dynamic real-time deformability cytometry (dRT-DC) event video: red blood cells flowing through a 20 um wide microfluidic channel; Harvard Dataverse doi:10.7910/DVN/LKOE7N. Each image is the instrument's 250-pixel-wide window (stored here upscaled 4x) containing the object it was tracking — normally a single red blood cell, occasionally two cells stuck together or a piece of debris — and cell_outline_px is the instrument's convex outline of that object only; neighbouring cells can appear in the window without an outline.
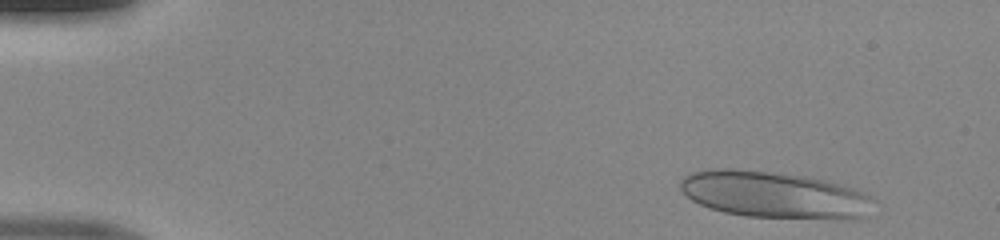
{"species": "human", "species_latin": "Homo sapiens", "temperature_condition": "room temperature", "stored_images_in_passage": 45, "camera_frame_rate_fps": 3000, "um_per_image_px": 0.085, "donor": {"sex": "male"}, "frame": {"image": 1, "passage_image": 2, "time_ms": 0.333, "image_size_px": [1000, 240], "cell_outline_px": [[876, 200], [860, 220], [852, 220], [744, 216], [724, 212], [708, 208], [692, 200], [680, 188], [680, 180], [684, 176], [692, 172], [716, 168], [732, 168], [804, 176], [824, 180], [852, 188]], "centroid_in_image_um": [65.8, 16.57], "position_along_channel_um": 19.2, "area_um2": 52.54}}
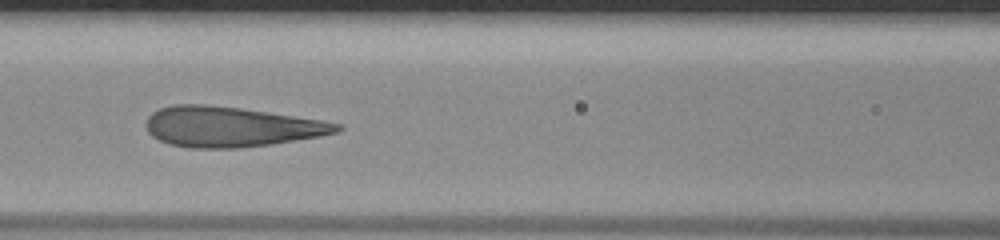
{"frame": {"image": 2, "passage_image": 19, "time_ms": 6.0, "image_size_px": [1000, 240], "cell_outline_px": [[344, 128], [336, 132], [320, 136], [296, 140], [240, 148], [188, 148], [168, 144], [152, 136], [148, 132], [148, 116], [152, 112], [160, 108], [172, 104], [208, 104], [240, 108], [268, 112], [320, 120], [344, 124]], "centroid_in_image_um": [19.61, 10.77], "position_along_channel_um": 147.0, "area_um2": 44.56}}
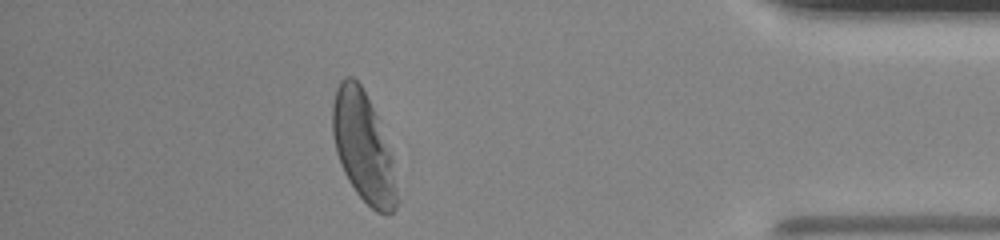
{"frame": {"image": 3, "passage_image": 40, "time_ms": 13.0, "image_size_px": [1000, 240], "cell_outline_px": [[400, 200], [396, 208], [388, 216], [384, 216], [376, 212], [356, 192], [348, 180], [340, 164], [336, 152], [332, 132], [332, 104], [336, 88], [340, 80], [344, 76], [352, 76], [360, 84], [376, 116], [388, 152]], "centroid_in_image_um": [30.84, 12.55], "position_along_channel_um": 404.4, "area_um2": 40.4}}